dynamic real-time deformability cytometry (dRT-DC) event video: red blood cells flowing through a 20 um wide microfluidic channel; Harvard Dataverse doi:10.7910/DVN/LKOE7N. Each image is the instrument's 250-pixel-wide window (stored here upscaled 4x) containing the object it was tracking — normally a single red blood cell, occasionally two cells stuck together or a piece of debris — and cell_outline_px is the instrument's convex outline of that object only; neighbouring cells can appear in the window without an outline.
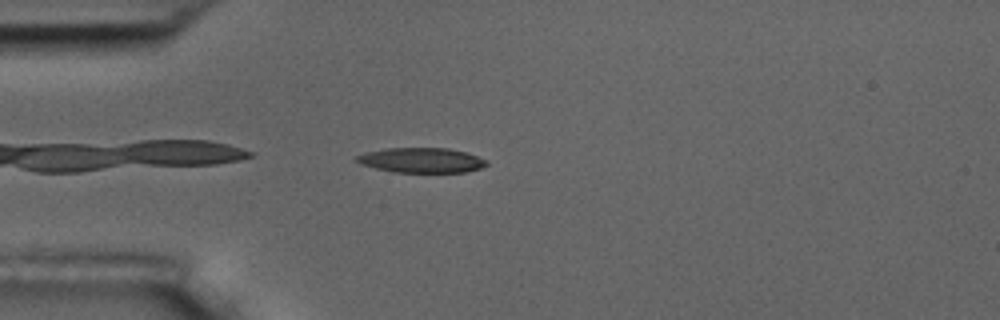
{"species": "common noctule bat (a hibernating species)", "species_latin": "Nyctalus noctula", "temperature_condition": "room temperature", "stored_images_in_passage": 5, "camera_frame_rate_fps": 3000, "um_per_image_px": 0.085, "animal": {"sex": "male", "body_mass_g": 17.5, "forearm_length_mm": 52.3}, "frame": {"image": 1, "passage_image": 5, "time_ms": 4.667, "image_size_px": [1000, 320], "cell_outline_px": [[488, 164], [480, 168], [468, 172], [392, 172], [360, 164], [352, 160], [356, 156], [364, 152], [388, 148], [448, 148], [468, 152], [488, 160]], "centroid_in_image_um": [35.82, 13.61], "position_along_channel_um": 49.2, "area_um2": 19.13}}